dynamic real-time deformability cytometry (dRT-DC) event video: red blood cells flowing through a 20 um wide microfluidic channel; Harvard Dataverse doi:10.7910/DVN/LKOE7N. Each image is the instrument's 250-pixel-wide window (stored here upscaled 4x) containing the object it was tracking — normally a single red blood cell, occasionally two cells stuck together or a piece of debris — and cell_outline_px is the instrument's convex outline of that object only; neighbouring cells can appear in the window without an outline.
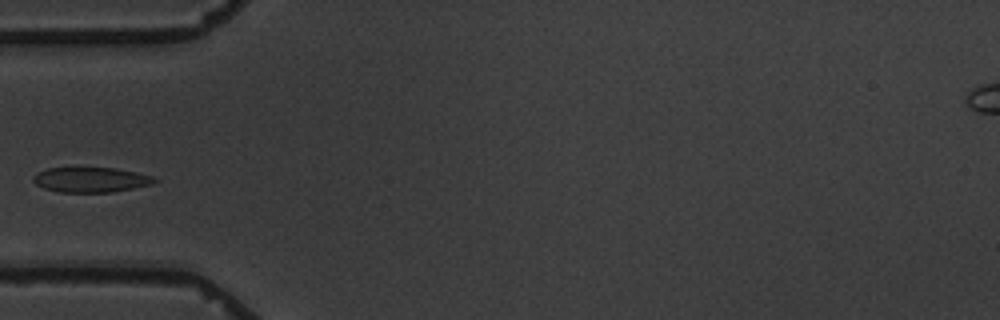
{"species": "common noctule bat (a hibernating species)", "species_latin": "Nyctalus noctula", "temperature_condition": "warm", "stored_images_in_passage": 9, "camera_frame_rate_fps": 3000, "um_per_image_px": 0.085, "animal": {"sex": "male", "body_mass_g": 19.5, "forearm_length_mm": 54.6}, "frame": {"image": 1, "passage_image": 4, "time_ms": 4.333, "image_size_px": [1000, 320], "cell_outline_px": [[160, 180], [152, 184], [112, 192], [60, 192], [44, 188], [36, 184], [32, 180], [32, 176], [36, 172], [48, 168], [116, 168], [152, 176]], "centroid_in_image_um": [7.7, 15.27], "position_along_channel_um": 77.3, "area_um2": 17.63}}
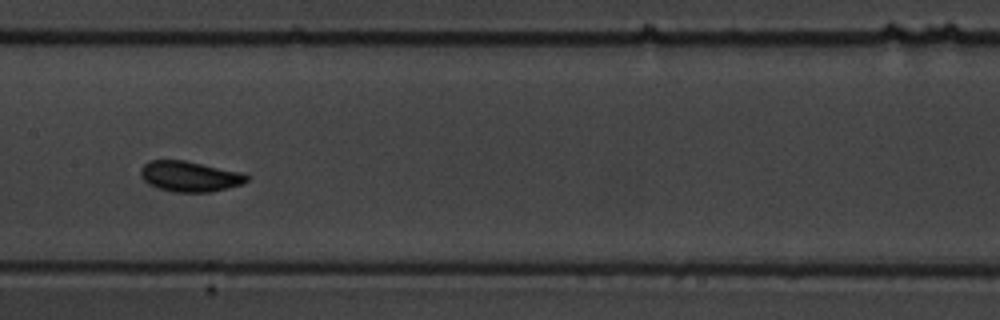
{"frame": {"image": 2, "passage_image": 7, "time_ms": 7.667, "image_size_px": [1000, 320], "cell_outline_px": [[248, 180], [240, 184], [228, 188], [208, 192], [172, 192], [148, 184], [140, 176], [140, 168], [148, 160], [184, 160], [240, 172], [248, 176]], "centroid_in_image_um": [16.07, 14.99], "position_along_channel_um": 191.3, "area_um2": 18.73}}
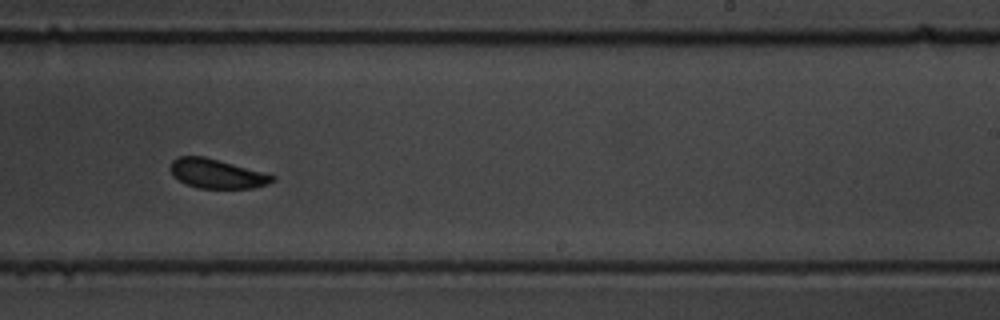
{"frame": {"image": 3, "passage_image": 9, "time_ms": 10.0, "image_size_px": [1000, 320], "cell_outline_px": [[276, 180], [268, 184], [256, 188], [196, 188], [184, 184], [172, 176], [172, 160], [180, 156], [204, 156], [276, 176]], "centroid_in_image_um": [18.43, 14.78], "position_along_channel_um": 270.6, "area_um2": 17.34}}